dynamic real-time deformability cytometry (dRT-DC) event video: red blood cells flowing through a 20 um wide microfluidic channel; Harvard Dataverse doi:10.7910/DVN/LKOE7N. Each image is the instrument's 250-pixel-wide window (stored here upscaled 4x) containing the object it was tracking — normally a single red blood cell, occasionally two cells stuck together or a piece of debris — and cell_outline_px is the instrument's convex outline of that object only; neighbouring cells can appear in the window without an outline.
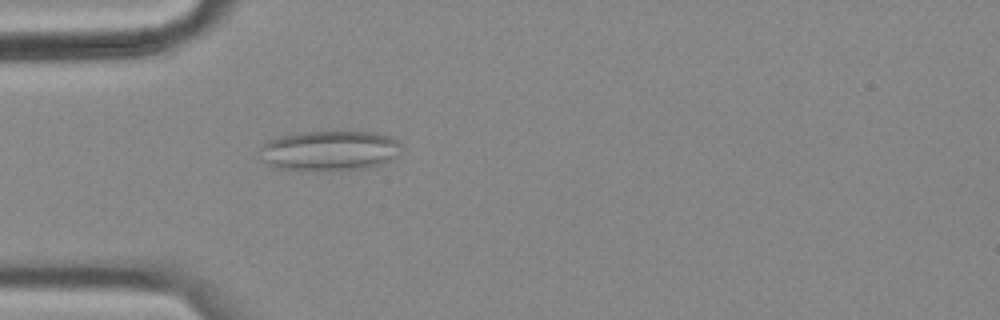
{"species": "common noctule bat (a hibernating species)", "species_latin": "Nyctalus noctula", "temperature_condition": "cold", "stored_images_in_passage": 55, "camera_frame_rate_fps": 3000, "um_per_image_px": 0.085, "animal": {"sex": "female", "body_mass_g": 18.4}, "frame": {"image": 1, "passage_image": 15, "time_ms": 4.667, "image_size_px": [1000, 320], "cell_outline_px": [[400, 156], [380, 164], [364, 168], [276, 168], [260, 160], [260, 144], [268, 140], [280, 136], [300, 132], [376, 132], [392, 136], [400, 144]], "centroid_in_image_um": [28.01, 12.76], "position_along_channel_um": 57.0, "area_um2": 32.48}}
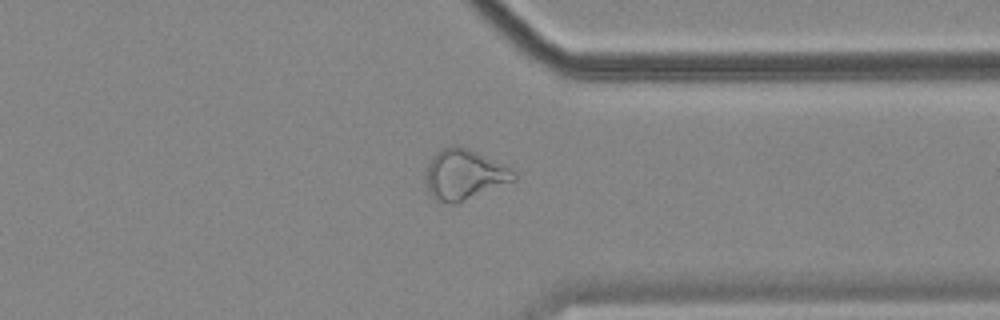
{"frame": {"image": 2, "passage_image": 42, "time_ms": 13.667, "image_size_px": [1000, 320], "cell_outline_px": [[516, 180], [452, 204], [436, 200], [428, 192], [424, 176], [428, 164], [432, 156], [436, 152], [452, 144], [456, 144], [468, 148], [504, 164], [512, 168], [516, 172]], "centroid_in_image_um": [39.44, 14.81], "position_along_channel_um": 372.0, "area_um2": 25.78}}
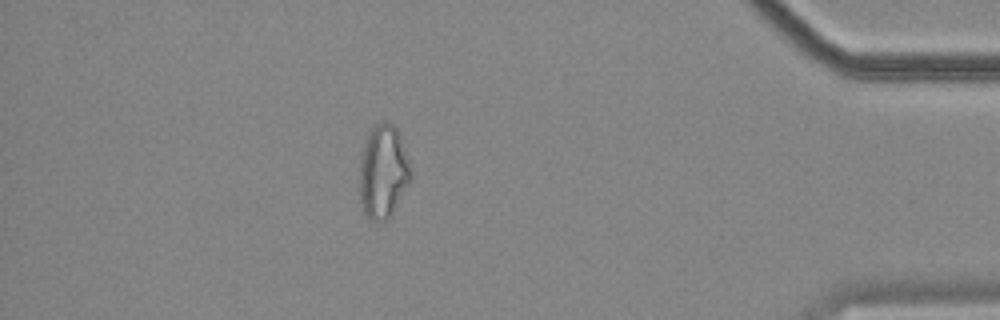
{"frame": {"image": 3, "passage_image": 48, "time_ms": 15.667, "image_size_px": [1000, 320], "cell_outline_px": [[412, 180], [388, 220], [368, 220], [360, 204], [360, 156], [364, 144], [372, 128], [376, 124], [384, 120], [388, 120], [396, 128], [400, 136], [412, 172]], "centroid_in_image_um": [32.57, 14.61], "position_along_channel_um": 402.6, "area_um2": 28.03}, "authors_computed_cell_mechanics": {"area_um2": 27.2238, "velocity_mm_per_s": 3.5625, "shape_relaxation_time_tau1_ms": null, "shape_relaxation_time_tau2_ms": 3.0939, "deformation_change_tau1": null, "deformation_change_tau2": 0.1252}}